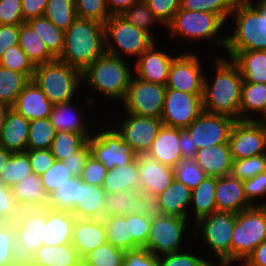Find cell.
<instances>
[{
	"instance_id": "obj_1",
	"label": "cell",
	"mask_w": 266,
	"mask_h": 266,
	"mask_svg": "<svg viewBox=\"0 0 266 266\" xmlns=\"http://www.w3.org/2000/svg\"><path fill=\"white\" fill-rule=\"evenodd\" d=\"M216 75L211 84L206 75L203 86V111L240 120L243 78L238 66L230 59H216Z\"/></svg>"
},
{
	"instance_id": "obj_2",
	"label": "cell",
	"mask_w": 266,
	"mask_h": 266,
	"mask_svg": "<svg viewBox=\"0 0 266 266\" xmlns=\"http://www.w3.org/2000/svg\"><path fill=\"white\" fill-rule=\"evenodd\" d=\"M105 52L104 24L77 17L64 31V48L58 59L83 72Z\"/></svg>"
},
{
	"instance_id": "obj_3",
	"label": "cell",
	"mask_w": 266,
	"mask_h": 266,
	"mask_svg": "<svg viewBox=\"0 0 266 266\" xmlns=\"http://www.w3.org/2000/svg\"><path fill=\"white\" fill-rule=\"evenodd\" d=\"M123 57L104 53L82 72V82L105 98L123 101L134 75Z\"/></svg>"
},
{
	"instance_id": "obj_4",
	"label": "cell",
	"mask_w": 266,
	"mask_h": 266,
	"mask_svg": "<svg viewBox=\"0 0 266 266\" xmlns=\"http://www.w3.org/2000/svg\"><path fill=\"white\" fill-rule=\"evenodd\" d=\"M32 80L55 105L73 100L82 82V71L55 58L35 66Z\"/></svg>"
},
{
	"instance_id": "obj_5",
	"label": "cell",
	"mask_w": 266,
	"mask_h": 266,
	"mask_svg": "<svg viewBox=\"0 0 266 266\" xmlns=\"http://www.w3.org/2000/svg\"><path fill=\"white\" fill-rule=\"evenodd\" d=\"M266 240V206H252L236 216L231 241V263L244 262Z\"/></svg>"
},
{
	"instance_id": "obj_6",
	"label": "cell",
	"mask_w": 266,
	"mask_h": 266,
	"mask_svg": "<svg viewBox=\"0 0 266 266\" xmlns=\"http://www.w3.org/2000/svg\"><path fill=\"white\" fill-rule=\"evenodd\" d=\"M253 0H237L230 16L235 18L236 29L227 37L225 50L232 59L240 51L266 50V40L258 27V9Z\"/></svg>"
},
{
	"instance_id": "obj_7",
	"label": "cell",
	"mask_w": 266,
	"mask_h": 266,
	"mask_svg": "<svg viewBox=\"0 0 266 266\" xmlns=\"http://www.w3.org/2000/svg\"><path fill=\"white\" fill-rule=\"evenodd\" d=\"M225 23L217 14L180 8L166 27L173 39L175 36H181L189 41L208 39L217 42L225 49L227 37L218 38L217 36Z\"/></svg>"
},
{
	"instance_id": "obj_8",
	"label": "cell",
	"mask_w": 266,
	"mask_h": 266,
	"mask_svg": "<svg viewBox=\"0 0 266 266\" xmlns=\"http://www.w3.org/2000/svg\"><path fill=\"white\" fill-rule=\"evenodd\" d=\"M104 30L105 51L116 57H122L123 54L139 57L155 43V37L125 21L119 15L110 16L104 23Z\"/></svg>"
},
{
	"instance_id": "obj_9",
	"label": "cell",
	"mask_w": 266,
	"mask_h": 266,
	"mask_svg": "<svg viewBox=\"0 0 266 266\" xmlns=\"http://www.w3.org/2000/svg\"><path fill=\"white\" fill-rule=\"evenodd\" d=\"M236 216L233 212L215 211L198 219L193 228L194 235L201 232L218 263L224 266H231V241Z\"/></svg>"
},
{
	"instance_id": "obj_10",
	"label": "cell",
	"mask_w": 266,
	"mask_h": 266,
	"mask_svg": "<svg viewBox=\"0 0 266 266\" xmlns=\"http://www.w3.org/2000/svg\"><path fill=\"white\" fill-rule=\"evenodd\" d=\"M166 85L155 84L133 75L122 105L126 112L139 116L161 118Z\"/></svg>"
},
{
	"instance_id": "obj_11",
	"label": "cell",
	"mask_w": 266,
	"mask_h": 266,
	"mask_svg": "<svg viewBox=\"0 0 266 266\" xmlns=\"http://www.w3.org/2000/svg\"><path fill=\"white\" fill-rule=\"evenodd\" d=\"M188 220L165 214L152 220L145 248L156 258L182 251L181 244Z\"/></svg>"
},
{
	"instance_id": "obj_12",
	"label": "cell",
	"mask_w": 266,
	"mask_h": 266,
	"mask_svg": "<svg viewBox=\"0 0 266 266\" xmlns=\"http://www.w3.org/2000/svg\"><path fill=\"white\" fill-rule=\"evenodd\" d=\"M107 128L99 130L97 133L94 131V135L92 133L88 139L91 155L101 162L107 170L132 162L137 154L128 143L123 141L114 128Z\"/></svg>"
},
{
	"instance_id": "obj_13",
	"label": "cell",
	"mask_w": 266,
	"mask_h": 266,
	"mask_svg": "<svg viewBox=\"0 0 266 266\" xmlns=\"http://www.w3.org/2000/svg\"><path fill=\"white\" fill-rule=\"evenodd\" d=\"M203 94L166 88L161 120L164 126L187 128L203 112Z\"/></svg>"
},
{
	"instance_id": "obj_14",
	"label": "cell",
	"mask_w": 266,
	"mask_h": 266,
	"mask_svg": "<svg viewBox=\"0 0 266 266\" xmlns=\"http://www.w3.org/2000/svg\"><path fill=\"white\" fill-rule=\"evenodd\" d=\"M228 143L233 160L266 154V126L255 120H236Z\"/></svg>"
},
{
	"instance_id": "obj_15",
	"label": "cell",
	"mask_w": 266,
	"mask_h": 266,
	"mask_svg": "<svg viewBox=\"0 0 266 266\" xmlns=\"http://www.w3.org/2000/svg\"><path fill=\"white\" fill-rule=\"evenodd\" d=\"M199 56L183 52L172 60L166 88L190 94H203L204 76Z\"/></svg>"
},
{
	"instance_id": "obj_16",
	"label": "cell",
	"mask_w": 266,
	"mask_h": 266,
	"mask_svg": "<svg viewBox=\"0 0 266 266\" xmlns=\"http://www.w3.org/2000/svg\"><path fill=\"white\" fill-rule=\"evenodd\" d=\"M236 120L225 115L203 111L185 128L198 149L229 142L231 130Z\"/></svg>"
},
{
	"instance_id": "obj_17",
	"label": "cell",
	"mask_w": 266,
	"mask_h": 266,
	"mask_svg": "<svg viewBox=\"0 0 266 266\" xmlns=\"http://www.w3.org/2000/svg\"><path fill=\"white\" fill-rule=\"evenodd\" d=\"M126 119L115 130L137 154H147L163 123L161 118L139 116L126 112Z\"/></svg>"
},
{
	"instance_id": "obj_18",
	"label": "cell",
	"mask_w": 266,
	"mask_h": 266,
	"mask_svg": "<svg viewBox=\"0 0 266 266\" xmlns=\"http://www.w3.org/2000/svg\"><path fill=\"white\" fill-rule=\"evenodd\" d=\"M13 223L16 239L35 253L43 245L47 208H23Z\"/></svg>"
},
{
	"instance_id": "obj_19",
	"label": "cell",
	"mask_w": 266,
	"mask_h": 266,
	"mask_svg": "<svg viewBox=\"0 0 266 266\" xmlns=\"http://www.w3.org/2000/svg\"><path fill=\"white\" fill-rule=\"evenodd\" d=\"M140 191L161 194L175 180L173 168L148 154L137 155Z\"/></svg>"
},
{
	"instance_id": "obj_20",
	"label": "cell",
	"mask_w": 266,
	"mask_h": 266,
	"mask_svg": "<svg viewBox=\"0 0 266 266\" xmlns=\"http://www.w3.org/2000/svg\"><path fill=\"white\" fill-rule=\"evenodd\" d=\"M156 46L154 43L138 57L134 75L147 82L166 85L170 65L176 56L160 51Z\"/></svg>"
},
{
	"instance_id": "obj_21",
	"label": "cell",
	"mask_w": 266,
	"mask_h": 266,
	"mask_svg": "<svg viewBox=\"0 0 266 266\" xmlns=\"http://www.w3.org/2000/svg\"><path fill=\"white\" fill-rule=\"evenodd\" d=\"M215 200L217 211L238 214L252 207L244 194L243 181L232 174L217 178Z\"/></svg>"
},
{
	"instance_id": "obj_22",
	"label": "cell",
	"mask_w": 266,
	"mask_h": 266,
	"mask_svg": "<svg viewBox=\"0 0 266 266\" xmlns=\"http://www.w3.org/2000/svg\"><path fill=\"white\" fill-rule=\"evenodd\" d=\"M107 242L106 227L102 219L76 218L72 233V245L82 259Z\"/></svg>"
},
{
	"instance_id": "obj_23",
	"label": "cell",
	"mask_w": 266,
	"mask_h": 266,
	"mask_svg": "<svg viewBox=\"0 0 266 266\" xmlns=\"http://www.w3.org/2000/svg\"><path fill=\"white\" fill-rule=\"evenodd\" d=\"M52 108L53 104L33 80L24 87L12 107L29 121L49 118Z\"/></svg>"
},
{
	"instance_id": "obj_24",
	"label": "cell",
	"mask_w": 266,
	"mask_h": 266,
	"mask_svg": "<svg viewBox=\"0 0 266 266\" xmlns=\"http://www.w3.org/2000/svg\"><path fill=\"white\" fill-rule=\"evenodd\" d=\"M194 159L207 176L220 178L231 174L233 158L229 143L198 149Z\"/></svg>"
},
{
	"instance_id": "obj_25",
	"label": "cell",
	"mask_w": 266,
	"mask_h": 266,
	"mask_svg": "<svg viewBox=\"0 0 266 266\" xmlns=\"http://www.w3.org/2000/svg\"><path fill=\"white\" fill-rule=\"evenodd\" d=\"M105 191L102 186L83 182L78 177V193L71 211L78 219H103Z\"/></svg>"
},
{
	"instance_id": "obj_26",
	"label": "cell",
	"mask_w": 266,
	"mask_h": 266,
	"mask_svg": "<svg viewBox=\"0 0 266 266\" xmlns=\"http://www.w3.org/2000/svg\"><path fill=\"white\" fill-rule=\"evenodd\" d=\"M30 121L9 108L0 133V147L13 153L25 152L29 137Z\"/></svg>"
},
{
	"instance_id": "obj_27",
	"label": "cell",
	"mask_w": 266,
	"mask_h": 266,
	"mask_svg": "<svg viewBox=\"0 0 266 266\" xmlns=\"http://www.w3.org/2000/svg\"><path fill=\"white\" fill-rule=\"evenodd\" d=\"M179 139L180 128L162 125L147 154L161 164L174 168L182 159Z\"/></svg>"
},
{
	"instance_id": "obj_28",
	"label": "cell",
	"mask_w": 266,
	"mask_h": 266,
	"mask_svg": "<svg viewBox=\"0 0 266 266\" xmlns=\"http://www.w3.org/2000/svg\"><path fill=\"white\" fill-rule=\"evenodd\" d=\"M75 221L76 217L72 212L53 211L47 207L43 245L57 246L72 243Z\"/></svg>"
},
{
	"instance_id": "obj_29",
	"label": "cell",
	"mask_w": 266,
	"mask_h": 266,
	"mask_svg": "<svg viewBox=\"0 0 266 266\" xmlns=\"http://www.w3.org/2000/svg\"><path fill=\"white\" fill-rule=\"evenodd\" d=\"M14 199L23 208H47L49 195L43 188L41 175L33 172L12 187Z\"/></svg>"
},
{
	"instance_id": "obj_30",
	"label": "cell",
	"mask_w": 266,
	"mask_h": 266,
	"mask_svg": "<svg viewBox=\"0 0 266 266\" xmlns=\"http://www.w3.org/2000/svg\"><path fill=\"white\" fill-rule=\"evenodd\" d=\"M191 194L192 190L190 188L174 180L165 191L158 195L163 214L190 218L188 212L191 204Z\"/></svg>"
},
{
	"instance_id": "obj_31",
	"label": "cell",
	"mask_w": 266,
	"mask_h": 266,
	"mask_svg": "<svg viewBox=\"0 0 266 266\" xmlns=\"http://www.w3.org/2000/svg\"><path fill=\"white\" fill-rule=\"evenodd\" d=\"M231 60L238 66L243 82L266 83V50L240 51Z\"/></svg>"
},
{
	"instance_id": "obj_32",
	"label": "cell",
	"mask_w": 266,
	"mask_h": 266,
	"mask_svg": "<svg viewBox=\"0 0 266 266\" xmlns=\"http://www.w3.org/2000/svg\"><path fill=\"white\" fill-rule=\"evenodd\" d=\"M35 263L36 266H82V258L72 243L42 245L35 252Z\"/></svg>"
},
{
	"instance_id": "obj_33",
	"label": "cell",
	"mask_w": 266,
	"mask_h": 266,
	"mask_svg": "<svg viewBox=\"0 0 266 266\" xmlns=\"http://www.w3.org/2000/svg\"><path fill=\"white\" fill-rule=\"evenodd\" d=\"M102 188L105 193H116L128 189L140 190V178L137 157L121 167L107 171Z\"/></svg>"
},
{
	"instance_id": "obj_34",
	"label": "cell",
	"mask_w": 266,
	"mask_h": 266,
	"mask_svg": "<svg viewBox=\"0 0 266 266\" xmlns=\"http://www.w3.org/2000/svg\"><path fill=\"white\" fill-rule=\"evenodd\" d=\"M73 100L53 105L49 120L56 131L89 133L81 113L73 110ZM72 105V106H71ZM72 107V108H71Z\"/></svg>"
},
{
	"instance_id": "obj_35",
	"label": "cell",
	"mask_w": 266,
	"mask_h": 266,
	"mask_svg": "<svg viewBox=\"0 0 266 266\" xmlns=\"http://www.w3.org/2000/svg\"><path fill=\"white\" fill-rule=\"evenodd\" d=\"M19 47L26 53L34 66L44 64L56 58L26 22L20 25Z\"/></svg>"
},
{
	"instance_id": "obj_36",
	"label": "cell",
	"mask_w": 266,
	"mask_h": 266,
	"mask_svg": "<svg viewBox=\"0 0 266 266\" xmlns=\"http://www.w3.org/2000/svg\"><path fill=\"white\" fill-rule=\"evenodd\" d=\"M138 189H128L116 193H105L103 218L109 216L138 214Z\"/></svg>"
},
{
	"instance_id": "obj_37",
	"label": "cell",
	"mask_w": 266,
	"mask_h": 266,
	"mask_svg": "<svg viewBox=\"0 0 266 266\" xmlns=\"http://www.w3.org/2000/svg\"><path fill=\"white\" fill-rule=\"evenodd\" d=\"M265 107L266 83L243 82L241 87L240 120H255L249 114H253V112L262 114Z\"/></svg>"
},
{
	"instance_id": "obj_38",
	"label": "cell",
	"mask_w": 266,
	"mask_h": 266,
	"mask_svg": "<svg viewBox=\"0 0 266 266\" xmlns=\"http://www.w3.org/2000/svg\"><path fill=\"white\" fill-rule=\"evenodd\" d=\"M217 178L206 176V178L192 190L191 205L194 207L195 221L217 211L215 200Z\"/></svg>"
},
{
	"instance_id": "obj_39",
	"label": "cell",
	"mask_w": 266,
	"mask_h": 266,
	"mask_svg": "<svg viewBox=\"0 0 266 266\" xmlns=\"http://www.w3.org/2000/svg\"><path fill=\"white\" fill-rule=\"evenodd\" d=\"M26 23L37 33L47 49L58 58L64 48V31L44 16L30 19Z\"/></svg>"
},
{
	"instance_id": "obj_40",
	"label": "cell",
	"mask_w": 266,
	"mask_h": 266,
	"mask_svg": "<svg viewBox=\"0 0 266 266\" xmlns=\"http://www.w3.org/2000/svg\"><path fill=\"white\" fill-rule=\"evenodd\" d=\"M30 79L23 73L0 66V104L12 108Z\"/></svg>"
},
{
	"instance_id": "obj_41",
	"label": "cell",
	"mask_w": 266,
	"mask_h": 266,
	"mask_svg": "<svg viewBox=\"0 0 266 266\" xmlns=\"http://www.w3.org/2000/svg\"><path fill=\"white\" fill-rule=\"evenodd\" d=\"M102 220L106 227L108 243L125 251L133 249V236H130V214L109 216Z\"/></svg>"
},
{
	"instance_id": "obj_42",
	"label": "cell",
	"mask_w": 266,
	"mask_h": 266,
	"mask_svg": "<svg viewBox=\"0 0 266 266\" xmlns=\"http://www.w3.org/2000/svg\"><path fill=\"white\" fill-rule=\"evenodd\" d=\"M91 135V133L57 131L50 148L52 155L55 160H65L69 155L80 150L88 142Z\"/></svg>"
},
{
	"instance_id": "obj_43",
	"label": "cell",
	"mask_w": 266,
	"mask_h": 266,
	"mask_svg": "<svg viewBox=\"0 0 266 266\" xmlns=\"http://www.w3.org/2000/svg\"><path fill=\"white\" fill-rule=\"evenodd\" d=\"M43 16L59 29L66 31L77 19L74 0H48Z\"/></svg>"
},
{
	"instance_id": "obj_44",
	"label": "cell",
	"mask_w": 266,
	"mask_h": 266,
	"mask_svg": "<svg viewBox=\"0 0 266 266\" xmlns=\"http://www.w3.org/2000/svg\"><path fill=\"white\" fill-rule=\"evenodd\" d=\"M125 252L107 242L88 253L82 259V266H122Z\"/></svg>"
},
{
	"instance_id": "obj_45",
	"label": "cell",
	"mask_w": 266,
	"mask_h": 266,
	"mask_svg": "<svg viewBox=\"0 0 266 266\" xmlns=\"http://www.w3.org/2000/svg\"><path fill=\"white\" fill-rule=\"evenodd\" d=\"M125 21L132 23L137 28L147 32L153 37L151 32L153 24H162L158 18L148 8L144 0H138L129 8L119 14Z\"/></svg>"
},
{
	"instance_id": "obj_46",
	"label": "cell",
	"mask_w": 266,
	"mask_h": 266,
	"mask_svg": "<svg viewBox=\"0 0 266 266\" xmlns=\"http://www.w3.org/2000/svg\"><path fill=\"white\" fill-rule=\"evenodd\" d=\"M32 173L30 160L26 152L13 153L9 162L5 164L4 172L0 179L7 187H13L24 177Z\"/></svg>"
},
{
	"instance_id": "obj_47",
	"label": "cell",
	"mask_w": 266,
	"mask_h": 266,
	"mask_svg": "<svg viewBox=\"0 0 266 266\" xmlns=\"http://www.w3.org/2000/svg\"><path fill=\"white\" fill-rule=\"evenodd\" d=\"M56 132L49 118L30 121L27 149H50Z\"/></svg>"
},
{
	"instance_id": "obj_48",
	"label": "cell",
	"mask_w": 266,
	"mask_h": 266,
	"mask_svg": "<svg viewBox=\"0 0 266 266\" xmlns=\"http://www.w3.org/2000/svg\"><path fill=\"white\" fill-rule=\"evenodd\" d=\"M78 193V177L73 176L60 188L49 195L48 208L53 211L71 212L75 207Z\"/></svg>"
},
{
	"instance_id": "obj_49",
	"label": "cell",
	"mask_w": 266,
	"mask_h": 266,
	"mask_svg": "<svg viewBox=\"0 0 266 266\" xmlns=\"http://www.w3.org/2000/svg\"><path fill=\"white\" fill-rule=\"evenodd\" d=\"M173 170L175 180L191 190L196 188L207 176L194 158H182Z\"/></svg>"
},
{
	"instance_id": "obj_50",
	"label": "cell",
	"mask_w": 266,
	"mask_h": 266,
	"mask_svg": "<svg viewBox=\"0 0 266 266\" xmlns=\"http://www.w3.org/2000/svg\"><path fill=\"white\" fill-rule=\"evenodd\" d=\"M237 0H180V8L190 11H205L219 15L225 22L232 13Z\"/></svg>"
},
{
	"instance_id": "obj_51",
	"label": "cell",
	"mask_w": 266,
	"mask_h": 266,
	"mask_svg": "<svg viewBox=\"0 0 266 266\" xmlns=\"http://www.w3.org/2000/svg\"><path fill=\"white\" fill-rule=\"evenodd\" d=\"M0 66L12 71L25 74L30 80L33 79L35 66L28 59L26 53L19 45L8 48L0 58Z\"/></svg>"
},
{
	"instance_id": "obj_52",
	"label": "cell",
	"mask_w": 266,
	"mask_h": 266,
	"mask_svg": "<svg viewBox=\"0 0 266 266\" xmlns=\"http://www.w3.org/2000/svg\"><path fill=\"white\" fill-rule=\"evenodd\" d=\"M264 171H266V154L233 160L231 174L244 181Z\"/></svg>"
},
{
	"instance_id": "obj_53",
	"label": "cell",
	"mask_w": 266,
	"mask_h": 266,
	"mask_svg": "<svg viewBox=\"0 0 266 266\" xmlns=\"http://www.w3.org/2000/svg\"><path fill=\"white\" fill-rule=\"evenodd\" d=\"M77 17L104 24L110 18L105 0H74Z\"/></svg>"
},
{
	"instance_id": "obj_54",
	"label": "cell",
	"mask_w": 266,
	"mask_h": 266,
	"mask_svg": "<svg viewBox=\"0 0 266 266\" xmlns=\"http://www.w3.org/2000/svg\"><path fill=\"white\" fill-rule=\"evenodd\" d=\"M73 175L63 161L55 160L53 165L43 174L41 180L48 195L68 182Z\"/></svg>"
},
{
	"instance_id": "obj_55",
	"label": "cell",
	"mask_w": 266,
	"mask_h": 266,
	"mask_svg": "<svg viewBox=\"0 0 266 266\" xmlns=\"http://www.w3.org/2000/svg\"><path fill=\"white\" fill-rule=\"evenodd\" d=\"M22 208L17 204L11 187H7L0 179V219L4 222H14Z\"/></svg>"
},
{
	"instance_id": "obj_56",
	"label": "cell",
	"mask_w": 266,
	"mask_h": 266,
	"mask_svg": "<svg viewBox=\"0 0 266 266\" xmlns=\"http://www.w3.org/2000/svg\"><path fill=\"white\" fill-rule=\"evenodd\" d=\"M152 220L140 214H130V236H133V249L145 248Z\"/></svg>"
},
{
	"instance_id": "obj_57",
	"label": "cell",
	"mask_w": 266,
	"mask_h": 266,
	"mask_svg": "<svg viewBox=\"0 0 266 266\" xmlns=\"http://www.w3.org/2000/svg\"><path fill=\"white\" fill-rule=\"evenodd\" d=\"M15 238V224L5 222L0 227V266H12V245Z\"/></svg>"
},
{
	"instance_id": "obj_58",
	"label": "cell",
	"mask_w": 266,
	"mask_h": 266,
	"mask_svg": "<svg viewBox=\"0 0 266 266\" xmlns=\"http://www.w3.org/2000/svg\"><path fill=\"white\" fill-rule=\"evenodd\" d=\"M148 8L162 23L167 26L173 19L174 14L180 9V0H144Z\"/></svg>"
},
{
	"instance_id": "obj_59",
	"label": "cell",
	"mask_w": 266,
	"mask_h": 266,
	"mask_svg": "<svg viewBox=\"0 0 266 266\" xmlns=\"http://www.w3.org/2000/svg\"><path fill=\"white\" fill-rule=\"evenodd\" d=\"M210 261L190 252H173L159 258V266H207Z\"/></svg>"
},
{
	"instance_id": "obj_60",
	"label": "cell",
	"mask_w": 266,
	"mask_h": 266,
	"mask_svg": "<svg viewBox=\"0 0 266 266\" xmlns=\"http://www.w3.org/2000/svg\"><path fill=\"white\" fill-rule=\"evenodd\" d=\"M25 23L21 0H0V25H21Z\"/></svg>"
},
{
	"instance_id": "obj_61",
	"label": "cell",
	"mask_w": 266,
	"mask_h": 266,
	"mask_svg": "<svg viewBox=\"0 0 266 266\" xmlns=\"http://www.w3.org/2000/svg\"><path fill=\"white\" fill-rule=\"evenodd\" d=\"M107 171V168L101 162H99L93 155H90L81 172L80 178L83 182L102 186Z\"/></svg>"
},
{
	"instance_id": "obj_62",
	"label": "cell",
	"mask_w": 266,
	"mask_h": 266,
	"mask_svg": "<svg viewBox=\"0 0 266 266\" xmlns=\"http://www.w3.org/2000/svg\"><path fill=\"white\" fill-rule=\"evenodd\" d=\"M244 194L248 202L252 206H266V201L264 203L254 204L255 198H260L266 195V171L259 173L258 175L243 181Z\"/></svg>"
},
{
	"instance_id": "obj_63",
	"label": "cell",
	"mask_w": 266,
	"mask_h": 266,
	"mask_svg": "<svg viewBox=\"0 0 266 266\" xmlns=\"http://www.w3.org/2000/svg\"><path fill=\"white\" fill-rule=\"evenodd\" d=\"M32 172L37 175L45 173L55 162L50 149H27Z\"/></svg>"
},
{
	"instance_id": "obj_64",
	"label": "cell",
	"mask_w": 266,
	"mask_h": 266,
	"mask_svg": "<svg viewBox=\"0 0 266 266\" xmlns=\"http://www.w3.org/2000/svg\"><path fill=\"white\" fill-rule=\"evenodd\" d=\"M138 214L150 220L157 219L163 215L159 204V196L150 192H140L138 200Z\"/></svg>"
},
{
	"instance_id": "obj_65",
	"label": "cell",
	"mask_w": 266,
	"mask_h": 266,
	"mask_svg": "<svg viewBox=\"0 0 266 266\" xmlns=\"http://www.w3.org/2000/svg\"><path fill=\"white\" fill-rule=\"evenodd\" d=\"M122 266H159V258L146 248L132 249L125 252Z\"/></svg>"
},
{
	"instance_id": "obj_66",
	"label": "cell",
	"mask_w": 266,
	"mask_h": 266,
	"mask_svg": "<svg viewBox=\"0 0 266 266\" xmlns=\"http://www.w3.org/2000/svg\"><path fill=\"white\" fill-rule=\"evenodd\" d=\"M90 155L91 149L89 143L87 142L80 150L69 155V157L63 160V162L73 176L80 177Z\"/></svg>"
},
{
	"instance_id": "obj_67",
	"label": "cell",
	"mask_w": 266,
	"mask_h": 266,
	"mask_svg": "<svg viewBox=\"0 0 266 266\" xmlns=\"http://www.w3.org/2000/svg\"><path fill=\"white\" fill-rule=\"evenodd\" d=\"M12 256V266H36L35 253L16 238L12 245Z\"/></svg>"
},
{
	"instance_id": "obj_68",
	"label": "cell",
	"mask_w": 266,
	"mask_h": 266,
	"mask_svg": "<svg viewBox=\"0 0 266 266\" xmlns=\"http://www.w3.org/2000/svg\"><path fill=\"white\" fill-rule=\"evenodd\" d=\"M20 25H0V58L10 47L19 45Z\"/></svg>"
},
{
	"instance_id": "obj_69",
	"label": "cell",
	"mask_w": 266,
	"mask_h": 266,
	"mask_svg": "<svg viewBox=\"0 0 266 266\" xmlns=\"http://www.w3.org/2000/svg\"><path fill=\"white\" fill-rule=\"evenodd\" d=\"M48 0H21L24 22L43 16Z\"/></svg>"
},
{
	"instance_id": "obj_70",
	"label": "cell",
	"mask_w": 266,
	"mask_h": 266,
	"mask_svg": "<svg viewBox=\"0 0 266 266\" xmlns=\"http://www.w3.org/2000/svg\"><path fill=\"white\" fill-rule=\"evenodd\" d=\"M179 148L182 158H195L198 148L186 129L180 128Z\"/></svg>"
},
{
	"instance_id": "obj_71",
	"label": "cell",
	"mask_w": 266,
	"mask_h": 266,
	"mask_svg": "<svg viewBox=\"0 0 266 266\" xmlns=\"http://www.w3.org/2000/svg\"><path fill=\"white\" fill-rule=\"evenodd\" d=\"M242 266H266V240L253 250Z\"/></svg>"
},
{
	"instance_id": "obj_72",
	"label": "cell",
	"mask_w": 266,
	"mask_h": 266,
	"mask_svg": "<svg viewBox=\"0 0 266 266\" xmlns=\"http://www.w3.org/2000/svg\"><path fill=\"white\" fill-rule=\"evenodd\" d=\"M138 0H105L110 15H119Z\"/></svg>"
},
{
	"instance_id": "obj_73",
	"label": "cell",
	"mask_w": 266,
	"mask_h": 266,
	"mask_svg": "<svg viewBox=\"0 0 266 266\" xmlns=\"http://www.w3.org/2000/svg\"><path fill=\"white\" fill-rule=\"evenodd\" d=\"M253 5L258 9V27L260 34L266 40V2L264 0H258Z\"/></svg>"
},
{
	"instance_id": "obj_74",
	"label": "cell",
	"mask_w": 266,
	"mask_h": 266,
	"mask_svg": "<svg viewBox=\"0 0 266 266\" xmlns=\"http://www.w3.org/2000/svg\"><path fill=\"white\" fill-rule=\"evenodd\" d=\"M12 154L13 152L0 147V175L4 172L5 164L9 162Z\"/></svg>"
},
{
	"instance_id": "obj_75",
	"label": "cell",
	"mask_w": 266,
	"mask_h": 266,
	"mask_svg": "<svg viewBox=\"0 0 266 266\" xmlns=\"http://www.w3.org/2000/svg\"><path fill=\"white\" fill-rule=\"evenodd\" d=\"M9 107L3 104H0V133L4 125L5 117Z\"/></svg>"
},
{
	"instance_id": "obj_76",
	"label": "cell",
	"mask_w": 266,
	"mask_h": 266,
	"mask_svg": "<svg viewBox=\"0 0 266 266\" xmlns=\"http://www.w3.org/2000/svg\"><path fill=\"white\" fill-rule=\"evenodd\" d=\"M261 116H263V119H260V120H259V119L256 118L255 121H257V122L263 124L264 126H266V107H265V109L263 110Z\"/></svg>"
},
{
	"instance_id": "obj_77",
	"label": "cell",
	"mask_w": 266,
	"mask_h": 266,
	"mask_svg": "<svg viewBox=\"0 0 266 266\" xmlns=\"http://www.w3.org/2000/svg\"><path fill=\"white\" fill-rule=\"evenodd\" d=\"M207 266H224V265L221 263L216 264L215 262L214 263L210 262Z\"/></svg>"
},
{
	"instance_id": "obj_78",
	"label": "cell",
	"mask_w": 266,
	"mask_h": 266,
	"mask_svg": "<svg viewBox=\"0 0 266 266\" xmlns=\"http://www.w3.org/2000/svg\"><path fill=\"white\" fill-rule=\"evenodd\" d=\"M5 222L0 219V227L4 224Z\"/></svg>"
}]
</instances>
